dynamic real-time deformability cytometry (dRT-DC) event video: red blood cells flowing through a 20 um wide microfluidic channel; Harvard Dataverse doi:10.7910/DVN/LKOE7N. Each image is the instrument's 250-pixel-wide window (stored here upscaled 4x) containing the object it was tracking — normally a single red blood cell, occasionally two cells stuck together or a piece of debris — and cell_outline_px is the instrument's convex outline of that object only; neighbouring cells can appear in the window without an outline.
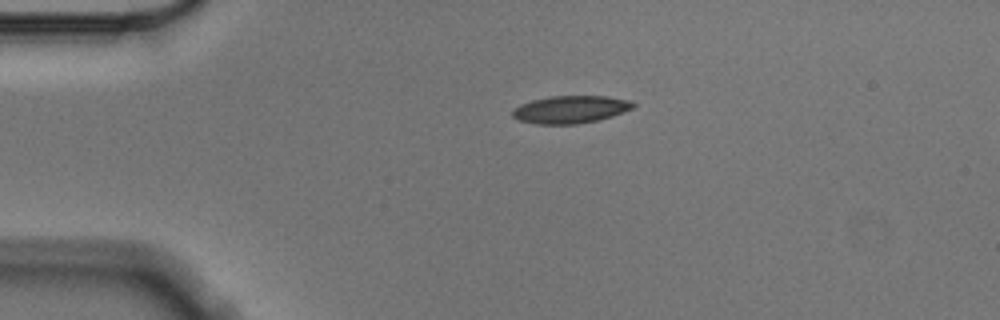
{"species": "Egyptian fruit bat (a non-hibernating species)", "species_latin": "Rousettus aegyptiacus", "temperature_condition": "cold", "stored_images_in_passage": 45, "camera_frame_rate_fps": 3000, "um_per_image_px": 0.085, "animal": {"sex": "male"}, "frame": {"image": 1, "passage_image": 1, "time_ms": 0.0, "image_size_px": [1000, 320], "cell_outline_px": [[636, 104], [632, 108], [612, 116], [596, 120], [576, 124], [536, 124], [516, 120], [512, 116], [512, 108], [520, 104], [532, 100], [552, 96], [608, 96], [628, 100]], "centroid_in_image_um": [48.43, 9.3], "position_along_channel_um": 36.6, "area_um2": 19.36}}
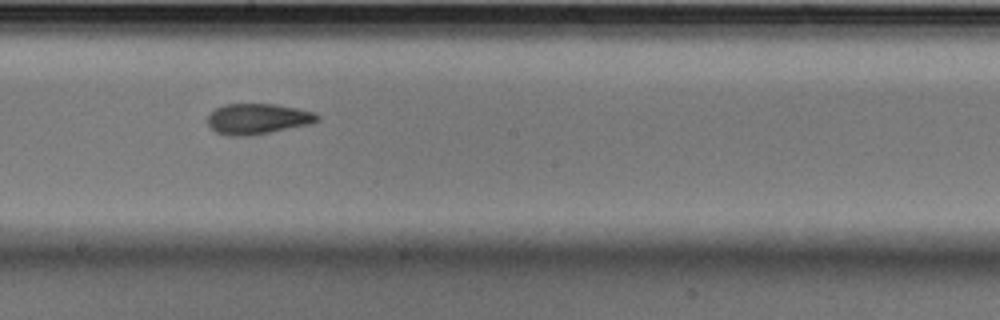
{"frame": {"image": 2, "passage_image": 20, "time_ms": 6.333, "image_size_px": [1000, 320], "cell_outline_px": [[320, 120], [308, 124], [248, 136], [228, 136], [216, 132], [208, 124], [208, 112], [224, 104], [276, 104], [296, 108], [312, 112], [320, 116]], "centroid_in_image_um": [21.85, 10.09], "position_along_channel_um": 226.3, "area_um2": 19.42}}
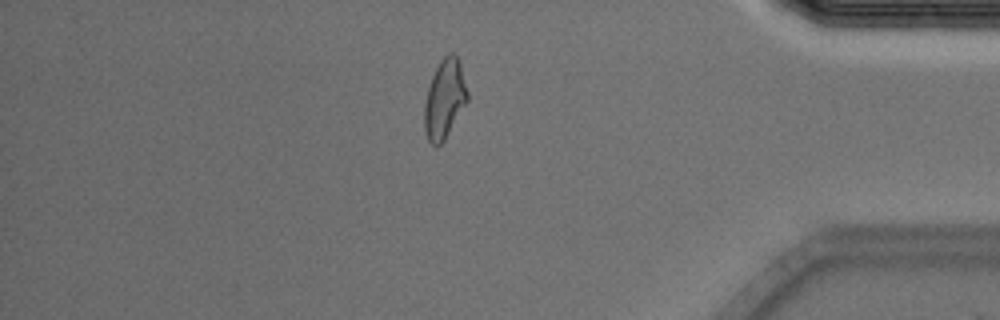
{"frame": {"image": 3, "passage_image": 37, "time_ms": 12.0, "image_size_px": [1000, 320], "cell_outline_px": [[468, 100], [444, 140], [436, 148], [428, 140], [424, 128], [424, 104], [428, 88], [432, 76], [440, 60], [448, 52], [452, 52], [460, 60], [468, 92]], "centroid_in_image_um": [37.79, 8.39], "position_along_channel_um": 397.4, "area_um2": 19.88}, "authors_computed_cell_mechanics": {"area_um2": 19.5364, "velocity_mm_per_s": 3.5463, "shape_relaxation_time_tau1_ms": 4.9739, "shape_relaxation_time_tau2_ms": 2.3377, "deformation_change_tau1": 0.1705, "deformation_change_tau2": 0.0909}}